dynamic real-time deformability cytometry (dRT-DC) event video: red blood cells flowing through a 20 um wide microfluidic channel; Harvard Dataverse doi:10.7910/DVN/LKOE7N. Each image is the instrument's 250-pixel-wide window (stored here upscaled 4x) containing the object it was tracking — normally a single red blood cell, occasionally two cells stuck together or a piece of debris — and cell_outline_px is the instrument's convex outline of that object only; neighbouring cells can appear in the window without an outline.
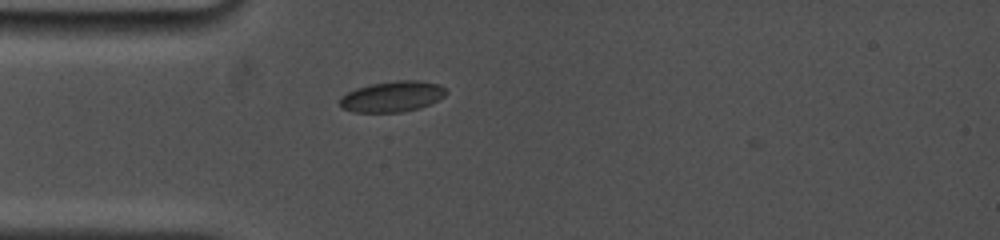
{"species": "common noctule bat (a hibernating species)", "species_latin": "Nyctalus noctula", "temperature_condition": "cold", "stored_images_in_passage": 4, "camera_frame_rate_fps": 5000, "um_per_image_px": 0.085, "animal": {"sex": "female", "body_mass_g": 19.0, "forearm_length_mm": 53.3}, "frame": {"image": 1, "passage_image": 1, "time_ms": 0.0, "image_size_px": [1000, 240], "cell_outline_px": [[448, 92], [444, 96], [420, 108], [404, 112], [352, 112], [340, 108], [340, 96], [356, 88], [372, 84], [396, 80], [420, 80], [440, 84]], "centroid_in_image_um": [33.33, 8.2], "position_along_channel_um": 51.7, "area_um2": 19.13}}
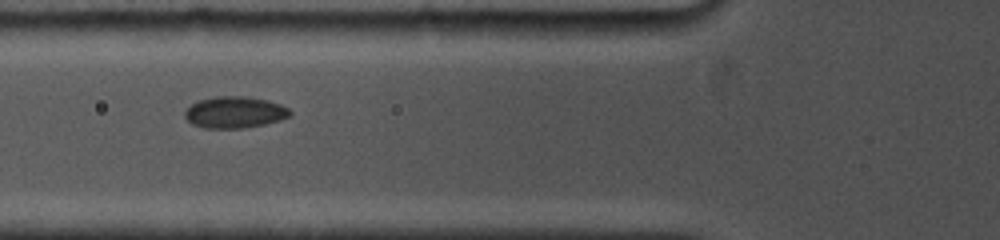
{"frame": {"image": 2, "passage_image": 3, "time_ms": 1.6, "image_size_px": [1000, 240], "cell_outline_px": [[292, 112], [288, 116], [280, 120], [264, 124], [244, 128], [204, 128], [192, 124], [184, 116], [184, 112], [192, 104], [200, 100], [216, 96], [248, 96], [280, 104], [288, 108]], "centroid_in_image_um": [19.94, 9.55], "position_along_channel_um": 105.9, "area_um2": 19.19}}
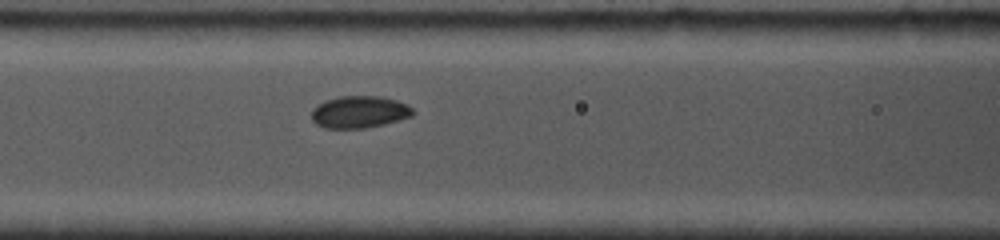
{"frame": {"image": 3, "passage_image": 4, "time_ms": 2.4, "image_size_px": [1000, 240], "cell_outline_px": [[416, 112], [412, 116], [384, 124], [364, 128], [324, 128], [316, 124], [312, 120], [312, 108], [316, 104], [324, 100], [340, 96], [380, 96], [396, 100], [408, 104]], "centroid_in_image_um": [30.54, 9.51], "position_along_channel_um": 136.1, "area_um2": 19.13}}